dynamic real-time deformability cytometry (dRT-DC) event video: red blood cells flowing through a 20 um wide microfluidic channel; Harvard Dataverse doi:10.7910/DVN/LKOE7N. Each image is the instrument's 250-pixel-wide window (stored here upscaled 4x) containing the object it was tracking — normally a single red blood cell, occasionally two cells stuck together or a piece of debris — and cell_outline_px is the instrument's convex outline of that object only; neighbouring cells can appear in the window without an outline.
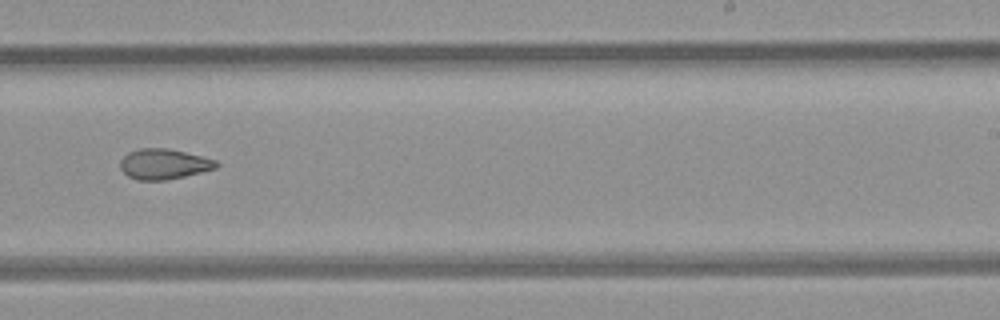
{"species": "common noctule bat (a hibernating species)", "species_latin": "Nyctalus noctula", "temperature_condition": "room temperature", "stored_images_in_passage": 8, "camera_frame_rate_fps": 3000, "um_per_image_px": 0.085, "animal": {"sex": "female", "body_mass_g": 21.9}, "frame": {"image": 1, "passage_image": 8, "time_ms": 2.333, "image_size_px": [1000, 320], "cell_outline_px": [[220, 164], [216, 168], [184, 176], [164, 180], [136, 180], [128, 176], [120, 168], [120, 160], [128, 152], [140, 148], [168, 148], [216, 160]], "centroid_in_image_um": [13.9, 13.94], "position_along_channel_um": 275.1, "area_um2": 16.88}}